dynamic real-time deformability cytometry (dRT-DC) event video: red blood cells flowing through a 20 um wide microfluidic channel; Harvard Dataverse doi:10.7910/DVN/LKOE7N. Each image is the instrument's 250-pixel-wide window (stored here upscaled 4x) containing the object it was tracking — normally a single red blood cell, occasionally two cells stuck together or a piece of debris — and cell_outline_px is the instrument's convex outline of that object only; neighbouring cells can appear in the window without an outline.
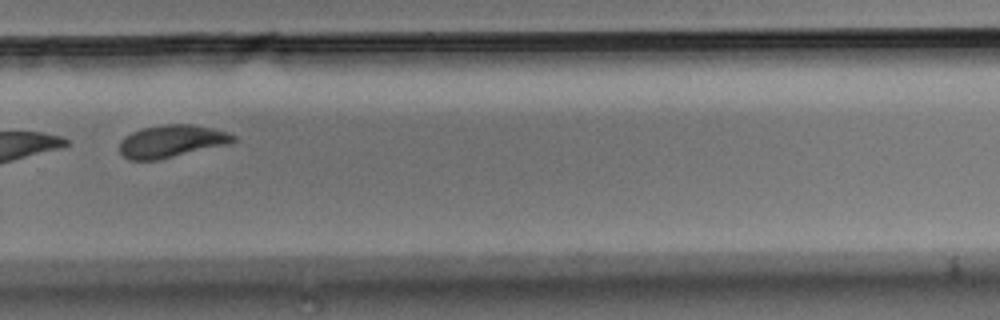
{"species": "Egyptian fruit bat (a non-hibernating species)", "species_latin": "Rousettus aegyptiacus", "temperature_condition": "room temperature", "stored_images_in_passage": 13, "camera_frame_rate_fps": 3000, "um_per_image_px": 0.085, "animal": {"sex": "male"}, "frame": {"image": 1, "passage_image": 10, "time_ms": 3.0, "image_size_px": [1000, 320], "cell_outline_px": [[236, 140], [232, 144], [160, 160], [128, 160], [120, 152], [120, 140], [124, 136], [140, 128], [164, 124], [192, 124], [212, 128], [228, 132], [236, 136]], "centroid_in_image_um": [14.62, 12.01], "position_along_channel_um": 315.2, "area_um2": 22.02}}
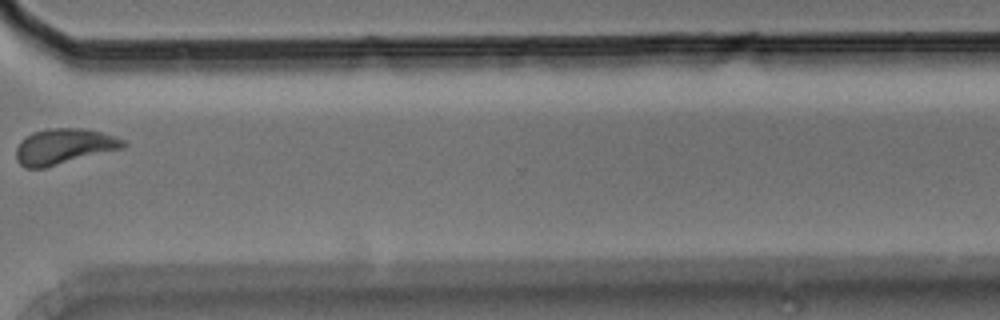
{"frame": {"image": 2, "passage_image": 11, "time_ms": 3.333, "image_size_px": [1000, 320], "cell_outline_px": [[128, 144], [124, 148], [44, 168], [24, 168], [16, 160], [16, 148], [20, 140], [32, 132], [48, 128], [80, 128], [100, 132], [116, 136], [124, 140]], "centroid_in_image_um": [5.42, 12.45], "position_along_channel_um": 365.2, "area_um2": 22.37}}